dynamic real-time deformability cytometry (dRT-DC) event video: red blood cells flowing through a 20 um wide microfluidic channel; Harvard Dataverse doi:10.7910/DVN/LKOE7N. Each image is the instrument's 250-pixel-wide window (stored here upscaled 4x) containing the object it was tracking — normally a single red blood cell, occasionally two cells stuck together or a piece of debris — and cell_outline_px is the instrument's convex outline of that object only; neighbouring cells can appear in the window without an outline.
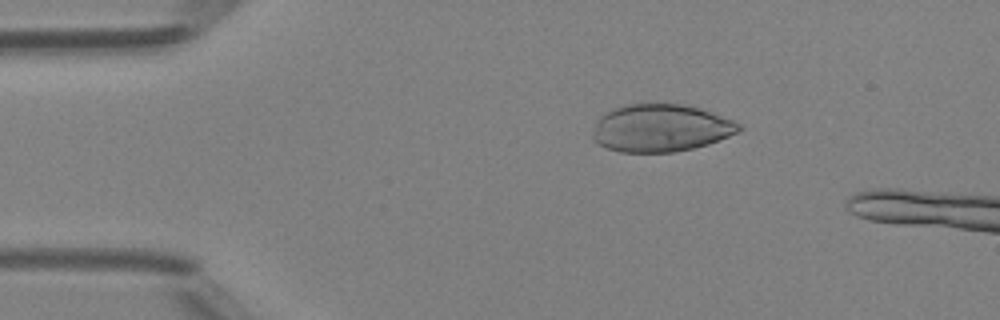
{"species": "Egyptian fruit bat (a non-hibernating species)", "species_latin": "Rousettus aegyptiacus", "temperature_condition": "room temperature", "stored_images_in_passage": 7, "camera_frame_rate_fps": 3000, "um_per_image_px": 0.085, "animal": {"sex": "female"}, "frame": {"image": 1, "passage_image": 1, "time_ms": 0.0, "image_size_px": [1000, 320], "cell_outline_px": [[744, 128], [740, 132], [708, 144], [692, 148], [672, 152], [620, 152], [608, 148], [592, 140], [592, 132], [600, 116], [604, 112], [612, 108], [624, 104], [680, 104], [700, 108], [732, 120], [740, 124]], "centroid_in_image_um": [56.15, 10.88], "position_along_channel_um": 28.9, "area_um2": 40.52}}